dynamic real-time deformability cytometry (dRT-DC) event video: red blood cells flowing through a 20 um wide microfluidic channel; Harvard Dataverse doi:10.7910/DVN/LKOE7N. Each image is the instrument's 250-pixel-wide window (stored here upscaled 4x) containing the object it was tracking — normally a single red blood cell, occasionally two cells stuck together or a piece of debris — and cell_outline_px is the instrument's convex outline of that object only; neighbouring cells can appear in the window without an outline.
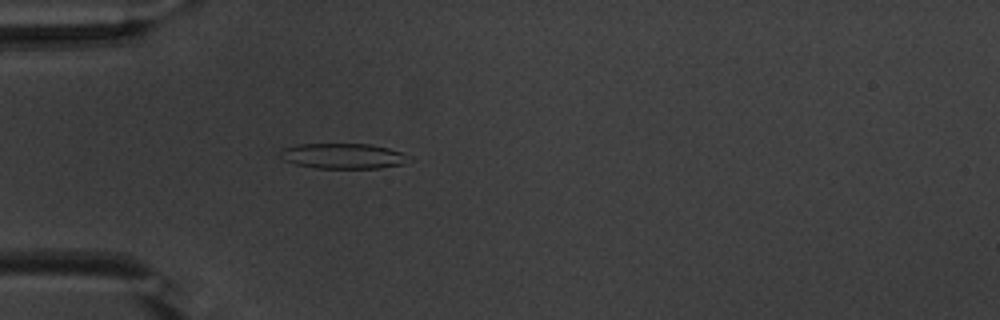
{"species": "common noctule bat (a hibernating species)", "species_latin": "Nyctalus noctula", "temperature_condition": "warm", "stored_images_in_passage": 39, "camera_frame_rate_fps": 3000, "um_per_image_px": 0.085, "animal": {"sex": "male", "body_mass_g": 20.1, "forearm_length_mm": 53.5}, "frame": {"image": 1, "passage_image": 2, "time_ms": 0.333, "image_size_px": [1000, 320], "cell_outline_px": [[416, 160], [404, 164], [380, 168], [316, 168], [296, 164], [284, 160], [280, 156], [280, 148], [296, 144], [372, 144], [388, 148], [412, 156]], "centroid_in_image_um": [29.22, 13.26], "position_along_channel_um": 55.8, "area_um2": 19.36}}
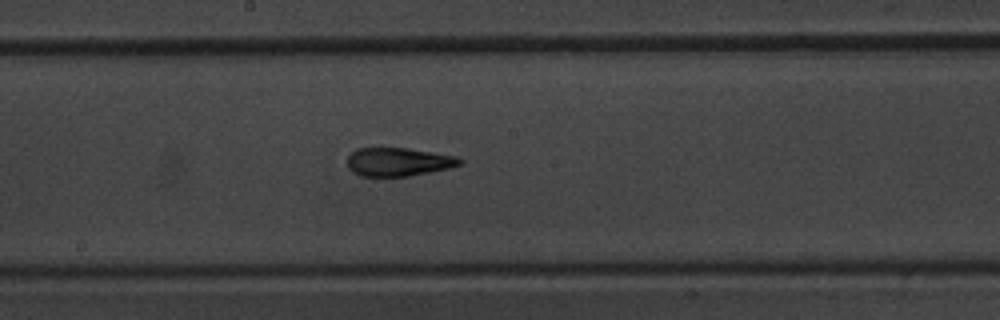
{"frame": {"image": 2, "passage_image": 15, "time_ms": 4.667, "image_size_px": [1000, 320], "cell_outline_px": [[464, 160], [460, 164], [452, 168], [408, 176], [360, 176], [348, 168], [348, 156], [356, 148], [408, 148], [456, 156]], "centroid_in_image_um": [33.88, 13.76], "position_along_channel_um": 214.3, "area_um2": 18.67}}
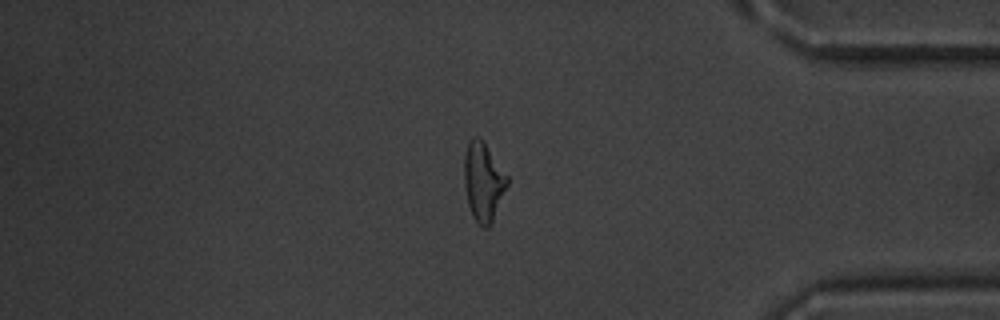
{"frame": {"image": 3, "passage_image": 31, "time_ms": 10.0, "image_size_px": [1000, 320], "cell_outline_px": [[508, 184], [492, 224], [488, 228], [484, 228], [472, 216], [468, 204], [464, 184], [464, 156], [468, 144], [476, 136], [484, 144], [508, 176]], "centroid_in_image_um": [41.08, 15.52], "position_along_channel_um": 394.1, "area_um2": 19.36}, "authors_computed_cell_mechanics": {"area_um2": 19.363, "velocity_mm_per_s": 3.8124, "shape_relaxation_time_tau1_ms": 7.8482, "shape_relaxation_time_tau2_ms": 1.7221, "deformation_change_tau1": 0.251, "deformation_change_tau2": 0.1007}}